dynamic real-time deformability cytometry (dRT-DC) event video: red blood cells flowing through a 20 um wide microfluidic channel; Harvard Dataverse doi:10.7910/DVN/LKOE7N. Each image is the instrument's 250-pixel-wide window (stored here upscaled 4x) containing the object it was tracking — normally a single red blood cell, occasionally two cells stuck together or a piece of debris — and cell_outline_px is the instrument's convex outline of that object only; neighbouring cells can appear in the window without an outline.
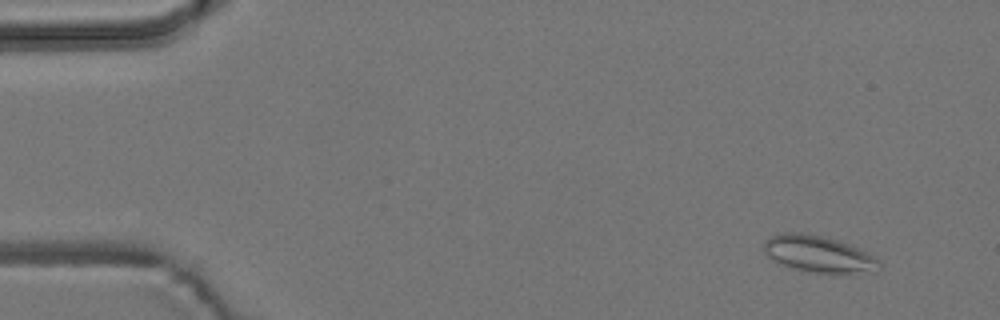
{"species": "common noctule bat (a hibernating species)", "species_latin": "Nyctalus noctula", "temperature_condition": "room temperature", "stored_images_in_passage": 55, "camera_frame_rate_fps": 3000, "um_per_image_px": 0.085, "animal": {"sex": "male", "body_mass_g": 19.2, "forearm_length_mm": 51.8}, "frame": {"image": 1, "passage_image": 5, "time_ms": 1.333, "image_size_px": [1000, 320], "cell_outline_px": [[880, 268], [852, 272], [800, 272], [772, 260], [764, 252], [764, 240], [772, 236], [784, 232], [804, 232], [836, 240], [856, 248], [880, 260]], "centroid_in_image_um": [69.45, 21.58], "position_along_channel_um": 15.6, "area_um2": 23.99}}
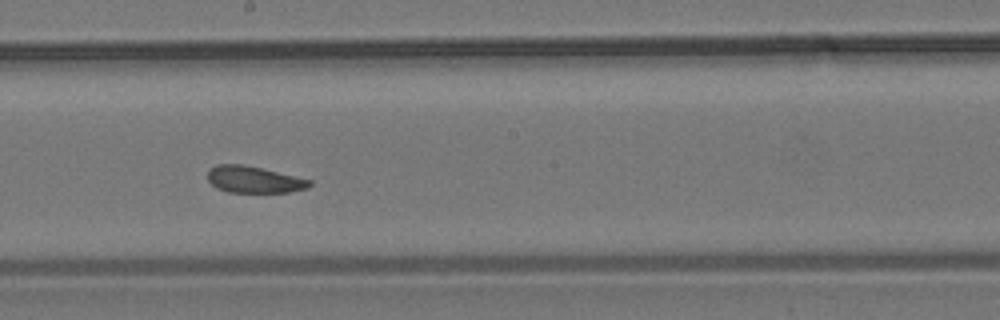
{"frame": {"image": 2, "passage_image": 31, "time_ms": 10.0, "image_size_px": [1000, 320], "cell_outline_px": [[312, 184], [308, 188], [288, 192], [228, 192], [216, 188], [208, 180], [208, 168], [216, 164], [244, 164], [312, 180]], "centroid_in_image_um": [21.56, 15.25], "position_along_channel_um": 226.6, "area_um2": 15.9}}
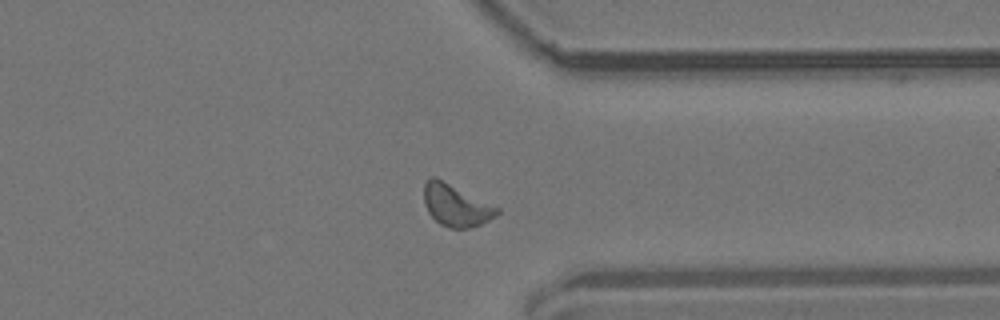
{"frame": {"image": 3, "passage_image": 43, "time_ms": 14.0, "image_size_px": [1000, 320], "cell_outline_px": [[500, 212], [496, 216], [480, 224], [468, 228], [452, 228], [440, 224], [428, 212], [424, 204], [424, 184], [432, 176], [436, 176], [500, 208]], "centroid_in_image_um": [38.75, 17.44], "position_along_channel_um": 372.6, "area_um2": 17.8}, "authors_computed_cell_mechanics": {"area_um2": 17.2822, "velocity_mm_per_s": 3.7254, "shape_relaxation_time_tau1_ms": null, "shape_relaxation_time_tau2_ms": 2.38, "deformation_change_tau1": null, "deformation_change_tau2": 0.0846}}